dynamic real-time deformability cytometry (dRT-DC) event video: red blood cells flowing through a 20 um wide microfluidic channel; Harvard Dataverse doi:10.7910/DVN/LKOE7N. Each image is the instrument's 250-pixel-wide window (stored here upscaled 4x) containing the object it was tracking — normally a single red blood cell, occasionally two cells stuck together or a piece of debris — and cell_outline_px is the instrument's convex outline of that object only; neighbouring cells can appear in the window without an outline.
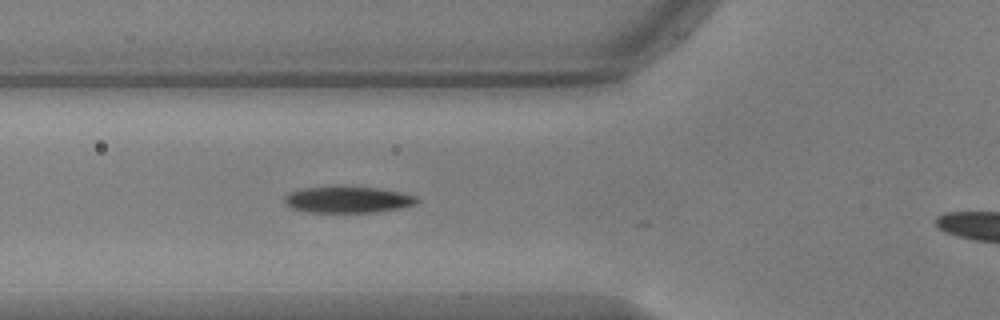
{"species": "common noctule bat (a hibernating species)", "species_latin": "Nyctalus noctula", "temperature_condition": "warm", "stored_images_in_passage": 41, "camera_frame_rate_fps": 3000, "um_per_image_px": 0.085, "animal": {"sex": "male", "body_mass_g": 17.9, "forearm_length_mm": 54.2}, "frame": {"image": 1, "passage_image": 13, "time_ms": 4.0, "image_size_px": [1000, 320], "cell_outline_px": [[420, 200], [416, 204], [400, 208], [376, 212], [312, 212], [292, 208], [284, 204], [284, 196], [288, 192], [300, 188], [336, 184], [340, 184], [380, 188], [404, 192], [416, 196]], "centroid_in_image_um": [29.55, 16.92], "position_along_channel_um": 96.3, "area_um2": 21.33}}
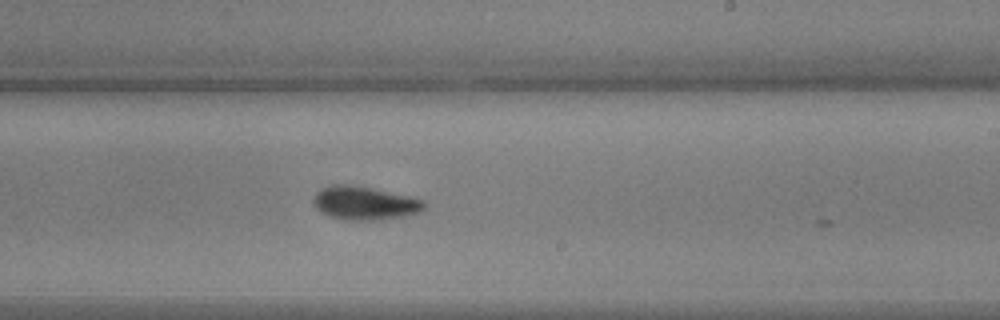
{"frame": {"image": 2, "passage_image": 26, "time_ms": 8.333, "image_size_px": [1000, 320], "cell_outline_px": [[428, 204], [420, 212], [404, 216], [380, 220], [344, 220], [328, 216], [320, 212], [316, 208], [312, 200], [316, 192], [320, 188], [328, 184], [348, 184], [372, 188], [416, 196], [424, 200]], "centroid_in_image_um": [31.01, 17.25], "position_along_channel_um": 258.0, "area_um2": 22.25}}
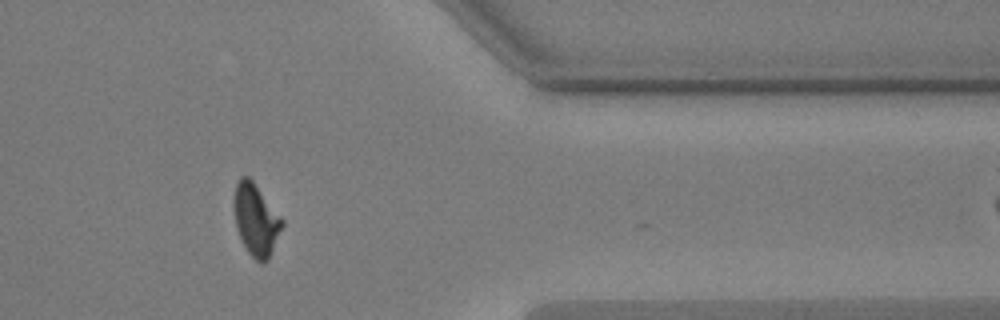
{"frame": {"image": 3, "passage_image": 38, "time_ms": 12.333, "image_size_px": [1000, 320], "cell_outline_px": [[284, 224], [268, 260], [260, 264], [248, 252], [236, 228], [236, 184], [240, 176], [248, 176], [252, 180], [284, 220]], "centroid_in_image_um": [21.8, 18.71], "position_along_channel_um": 389.6, "area_um2": 19.54}}